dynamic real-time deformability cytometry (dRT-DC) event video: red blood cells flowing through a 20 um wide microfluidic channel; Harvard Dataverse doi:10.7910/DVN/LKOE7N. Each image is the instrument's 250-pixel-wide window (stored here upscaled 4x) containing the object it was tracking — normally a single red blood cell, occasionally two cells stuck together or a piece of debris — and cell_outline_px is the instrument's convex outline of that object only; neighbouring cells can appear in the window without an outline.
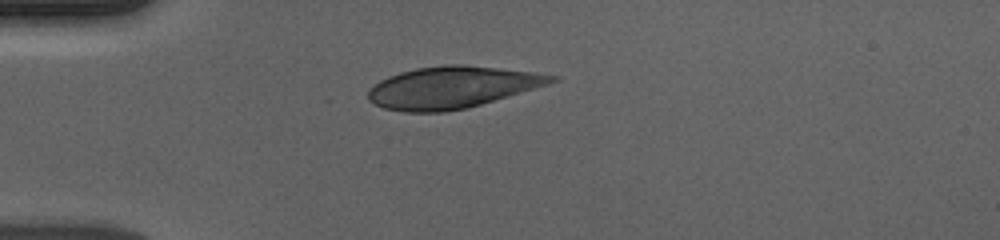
{"species": "human", "species_latin": "Homo sapiens", "temperature_condition": "cold", "stored_images_in_passage": 41, "camera_frame_rate_fps": 3000, "um_per_image_px": 0.085, "donor": {"sex": "male"}, "frame": {"image": 1, "passage_image": 1, "time_ms": 0.0, "image_size_px": [1000, 240], "cell_outline_px": [[560, 80], [548, 84], [468, 108], [444, 112], [404, 112], [384, 108], [368, 100], [368, 88], [380, 80], [388, 76], [400, 72], [416, 68], [444, 64], [460, 64], [532, 72], [560, 76]], "centroid_in_image_um": [38.39, 7.42], "position_along_channel_um": 46.6, "area_um2": 44.56}}
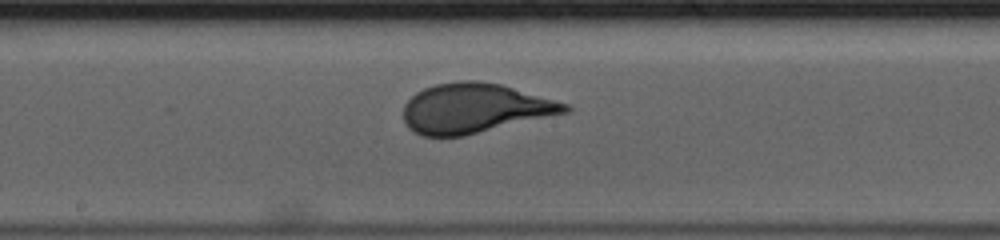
{"frame": {"image": 2, "passage_image": 16, "time_ms": 5.0, "image_size_px": [1000, 240], "cell_outline_px": [[572, 108], [568, 112], [464, 136], [424, 136], [408, 128], [404, 120], [404, 104], [416, 92], [424, 88], [436, 84], [460, 80], [476, 80], [500, 84], [568, 104]], "centroid_in_image_um": [40.32, 9.2], "position_along_channel_um": 207.9, "area_um2": 46.41}}
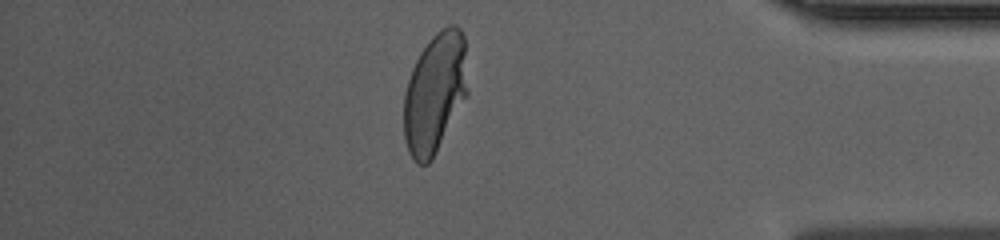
{"frame": {"image": 3, "passage_image": 34, "time_ms": 11.0, "image_size_px": [1000, 240], "cell_outline_px": [[468, 92], [432, 160], [428, 164], [416, 164], [408, 152], [404, 140], [404, 92], [412, 68], [420, 52], [428, 40], [440, 28], [448, 24], [456, 24], [460, 28], [464, 36]], "centroid_in_image_um": [36.95, 7.88], "position_along_channel_um": 398.2, "area_um2": 44.91}, "authors_computed_cell_mechanics": {"area_um2": 45.5464, "velocity_mm_per_s": 3.6617, "shape_relaxation_time_tau1_ms": 5.1142, "shape_relaxation_time_tau2_ms": null, "deformation_change_tau1": 0.1883, "deformation_change_tau2": null}}